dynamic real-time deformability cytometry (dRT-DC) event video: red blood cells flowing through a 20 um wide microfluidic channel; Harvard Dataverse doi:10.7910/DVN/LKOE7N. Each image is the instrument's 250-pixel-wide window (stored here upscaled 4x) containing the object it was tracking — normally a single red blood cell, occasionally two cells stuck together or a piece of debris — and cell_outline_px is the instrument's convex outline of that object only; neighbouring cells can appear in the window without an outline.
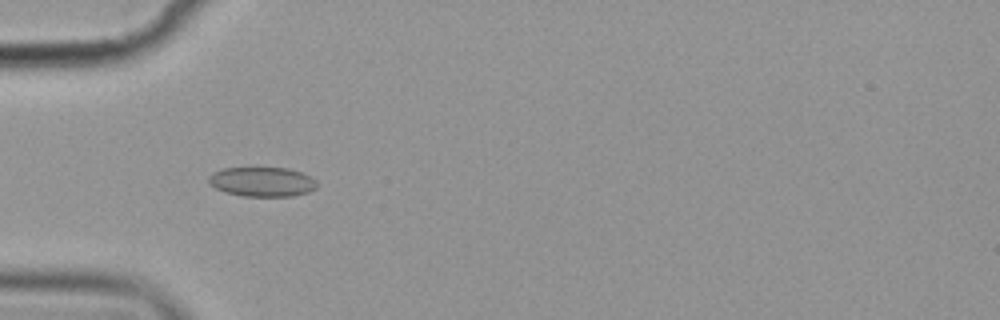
{"species": "common noctule bat (a hibernating species)", "species_latin": "Nyctalus noctula", "temperature_condition": "cold", "stored_images_in_passage": 8, "camera_frame_rate_fps": 3000, "um_per_image_px": 0.085, "animal": {"sex": "female", "body_mass_g": 19.9}, "frame": {"image": 1, "passage_image": 6, "time_ms": 6.0, "image_size_px": [1000, 320], "cell_outline_px": [[316, 188], [308, 192], [292, 196], [244, 196], [228, 192], [216, 188], [208, 180], [208, 176], [212, 172], [224, 168], [288, 168], [300, 172], [316, 180]], "centroid_in_image_um": [22.28, 15.44], "position_along_channel_um": 62.7, "area_um2": 18.38}}
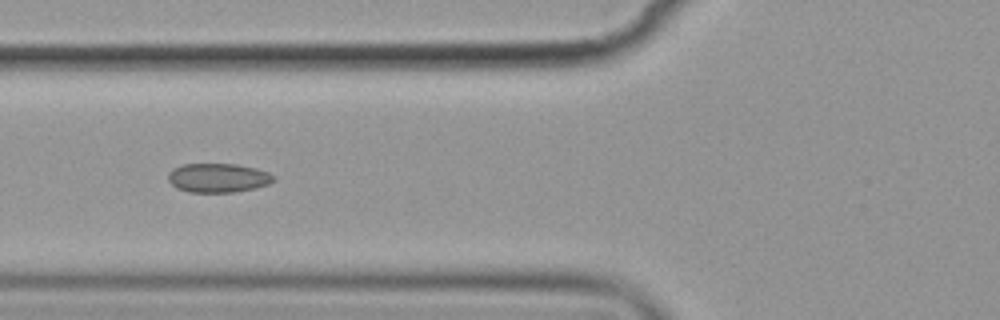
{"frame": {"image": 2, "passage_image": 7, "time_ms": 7.333, "image_size_px": [1000, 320], "cell_outline_px": [[276, 180], [268, 184], [256, 188], [232, 192], [188, 192], [176, 188], [168, 180], [168, 172], [172, 168], [184, 164], [236, 164], [256, 168], [268, 172], [276, 176]], "centroid_in_image_um": [18.54, 15.11], "position_along_channel_um": 107.3, "area_um2": 18.03}}
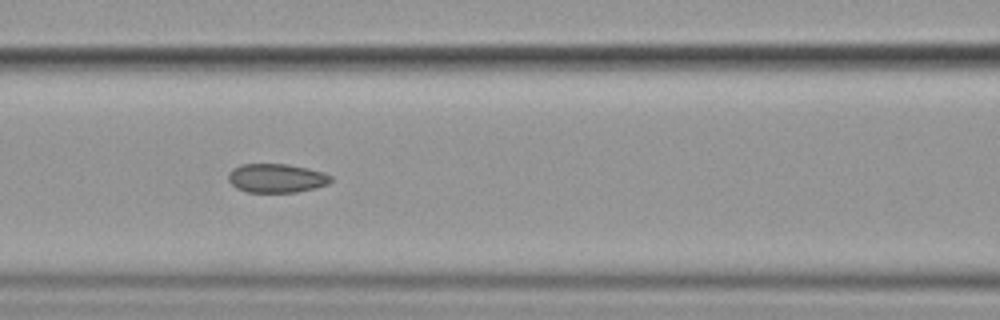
{"frame": {"image": 3, "passage_image": 8, "time_ms": 8.333, "image_size_px": [1000, 320], "cell_outline_px": [[332, 180], [328, 184], [316, 188], [296, 192], [248, 192], [236, 188], [228, 180], [228, 172], [232, 168], [240, 164], [288, 164], [308, 168], [324, 172], [332, 176]], "centroid_in_image_um": [23.5, 15.14], "position_along_channel_um": 143.1, "area_um2": 17.46}}